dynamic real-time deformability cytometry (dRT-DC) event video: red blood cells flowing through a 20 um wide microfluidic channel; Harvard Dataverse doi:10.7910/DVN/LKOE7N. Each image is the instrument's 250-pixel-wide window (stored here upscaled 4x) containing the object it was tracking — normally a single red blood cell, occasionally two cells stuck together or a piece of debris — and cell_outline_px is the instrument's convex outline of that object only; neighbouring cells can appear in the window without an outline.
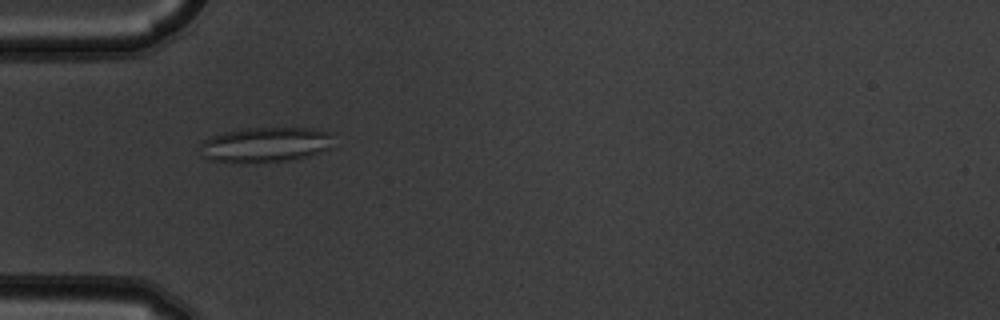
{"species": "common noctule bat (a hibernating species)", "species_latin": "Nyctalus noctula", "temperature_condition": "warm", "stored_images_in_passage": 10, "camera_frame_rate_fps": 3000, "um_per_image_px": 0.085, "animal": {"sex": "male", "body_mass_g": 19.5, "forearm_length_mm": 54.6}, "frame": {"image": 1, "passage_image": 5, "time_ms": 1.333, "image_size_px": [1000, 320], "cell_outline_px": [[332, 148], [308, 156], [288, 160], [212, 160], [204, 156], [204, 140], [212, 136], [224, 132], [244, 128], [308, 128], [332, 132]], "centroid_in_image_um": [22.7, 12.24], "position_along_channel_um": 62.3, "area_um2": 26.07}}
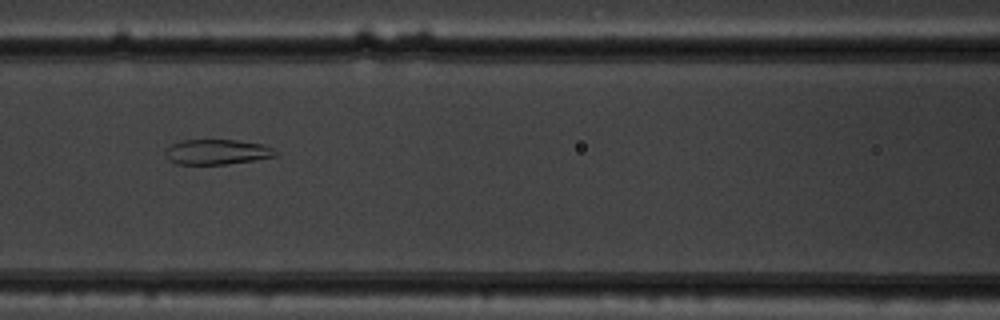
{"frame": {"image": 2, "passage_image": 7, "time_ms": 2.0, "image_size_px": [1000, 320], "cell_outline_px": [[276, 156], [228, 164], [176, 164], [168, 160], [164, 152], [172, 144], [184, 140], [236, 140], [264, 144], [272, 148], [276, 152]], "centroid_in_image_um": [18.43, 12.91], "position_along_channel_um": 148.2, "area_um2": 16.01}}
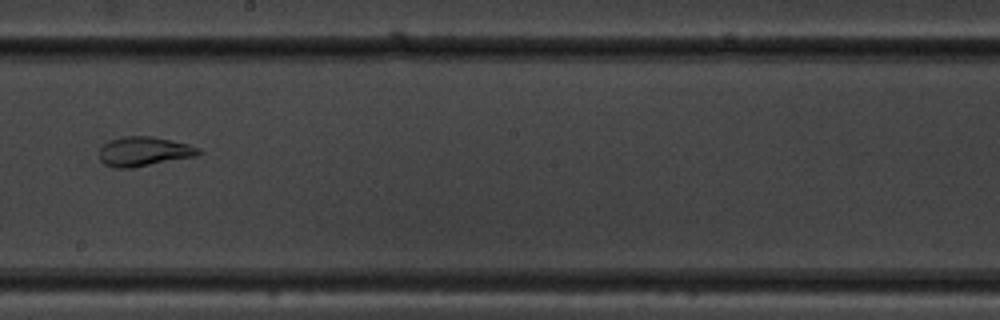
{"frame": {"image": 3, "passage_image": 9, "time_ms": 2.667, "image_size_px": [1000, 320], "cell_outline_px": [[204, 152], [196, 156], [132, 168], [116, 168], [104, 164], [100, 160], [100, 148], [108, 140], [124, 136], [152, 136], [188, 144], [200, 148]], "centroid_in_image_um": [12.24, 12.87], "position_along_channel_um": 236.0, "area_um2": 17.11}}